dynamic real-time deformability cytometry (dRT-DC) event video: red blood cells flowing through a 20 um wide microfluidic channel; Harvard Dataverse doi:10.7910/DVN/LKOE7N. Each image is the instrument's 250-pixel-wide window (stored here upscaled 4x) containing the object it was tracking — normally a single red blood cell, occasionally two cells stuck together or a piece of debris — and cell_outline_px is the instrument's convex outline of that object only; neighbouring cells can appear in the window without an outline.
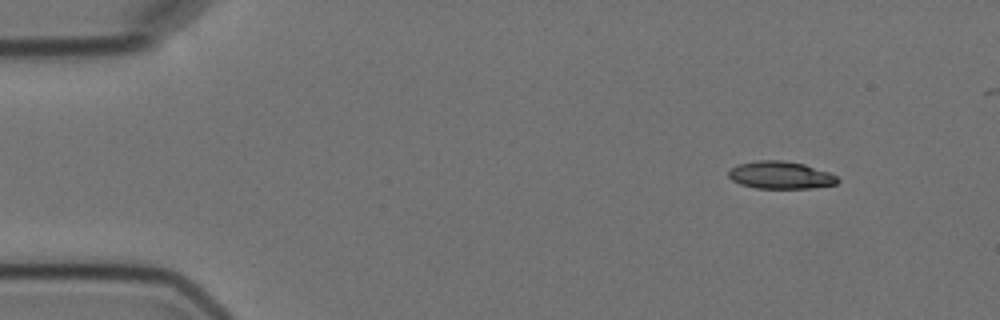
{"species": "Egyptian fruit bat (a non-hibernating species)", "species_latin": "Rousettus aegyptiacus", "temperature_condition": "cold", "stored_images_in_passage": 4, "camera_frame_rate_fps": 3000, "um_per_image_px": 0.085, "animal": {"sex": "female"}, "frame": {"image": 1, "passage_image": 1, "time_ms": 0.0, "image_size_px": [1000, 320], "cell_outline_px": [[840, 180], [836, 184], [812, 188], [756, 188], [740, 184], [732, 180], [728, 176], [728, 172], [732, 168], [740, 164], [756, 160], [780, 160], [804, 164], [828, 172], [836, 176]], "centroid_in_image_um": [66.34, 14.89], "position_along_channel_um": 18.7, "area_um2": 17.34}}
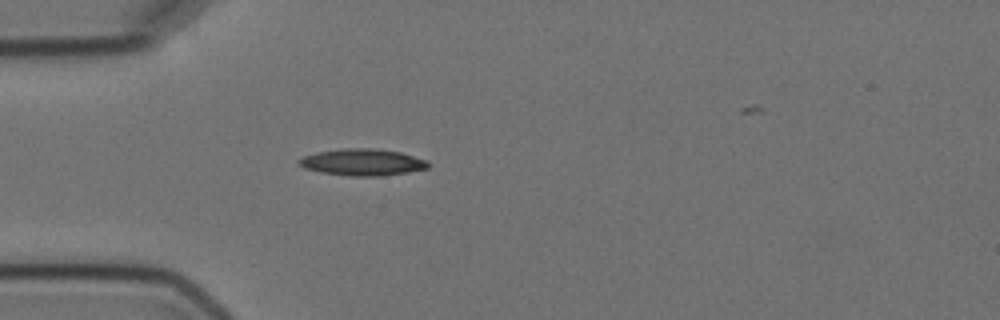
{"frame": {"image": 2, "passage_image": 4, "time_ms": 3.333, "image_size_px": [1000, 320], "cell_outline_px": [[432, 164], [428, 168], [408, 172], [380, 176], [352, 176], [320, 172], [304, 168], [296, 160], [304, 156], [316, 152], [348, 148], [376, 148], [400, 152], [428, 160]], "centroid_in_image_um": [30.85, 13.79], "position_along_channel_um": 54.2, "area_um2": 20.17}}